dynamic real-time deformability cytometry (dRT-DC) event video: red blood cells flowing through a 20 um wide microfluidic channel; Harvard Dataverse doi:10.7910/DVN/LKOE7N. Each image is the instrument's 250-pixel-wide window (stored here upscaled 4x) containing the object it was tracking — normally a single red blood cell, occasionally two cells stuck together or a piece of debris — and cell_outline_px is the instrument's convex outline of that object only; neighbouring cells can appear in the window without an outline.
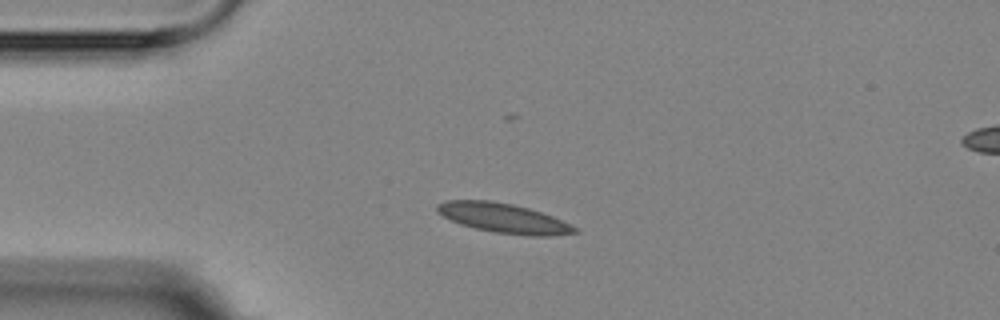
{"species": "Egyptian fruit bat (a non-hibernating species)", "species_latin": "Rousettus aegyptiacus", "temperature_condition": "room temperature", "stored_images_in_passage": 5, "camera_frame_rate_fps": 3000, "um_per_image_px": 0.085, "animal": {"sex": "female"}, "frame": {"image": 1, "passage_image": 2, "time_ms": 2.0, "image_size_px": [1000, 320], "cell_outline_px": [[580, 232], [552, 236], [528, 236], [496, 232], [476, 228], [460, 224], [436, 212], [436, 204], [444, 200], [488, 200], [512, 204], [528, 208], [552, 216], [576, 228]], "centroid_in_image_um": [42.77, 18.54], "position_along_channel_um": 42.2, "area_um2": 23.52}}
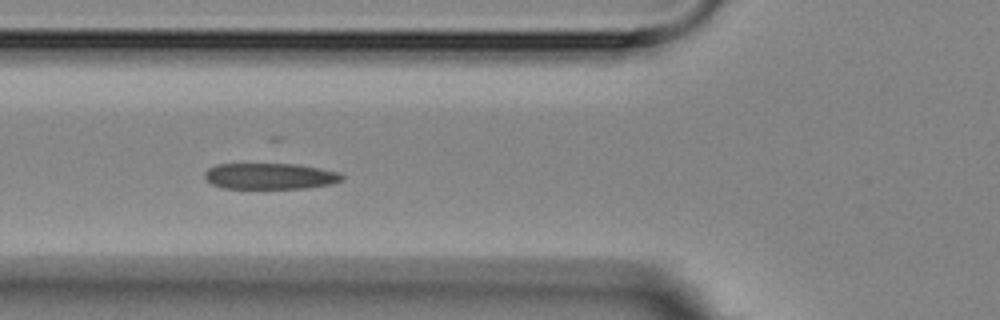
{"frame": {"image": 2, "passage_image": 4, "time_ms": 4.333, "image_size_px": [1000, 320], "cell_outline_px": [[344, 180], [332, 184], [304, 188], [220, 188], [212, 184], [204, 176], [204, 172], [208, 168], [216, 164], [292, 164], [340, 172], [344, 176]], "centroid_in_image_um": [22.94, 14.98], "position_along_channel_um": 102.9, "area_um2": 20.81}}
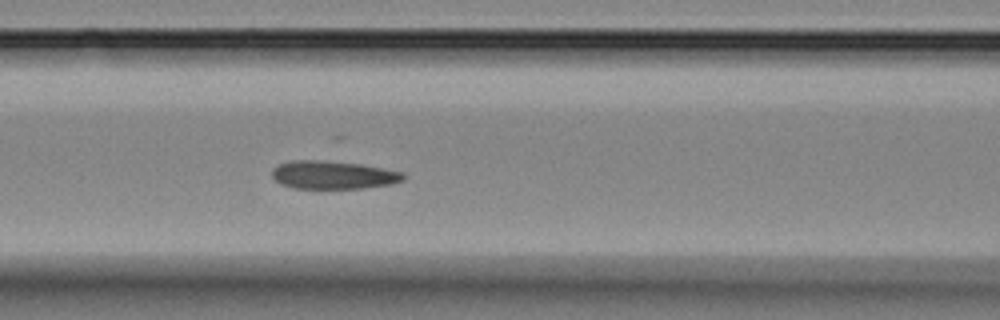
{"frame": {"image": 3, "passage_image": 5, "time_ms": 5.333, "image_size_px": [1000, 320], "cell_outline_px": [[404, 180], [388, 184], [364, 188], [292, 188], [280, 184], [272, 176], [272, 168], [276, 164], [292, 160], [320, 160], [360, 164], [404, 172]], "centroid_in_image_um": [28.26, 14.86], "position_along_channel_um": 138.3, "area_um2": 21.5}}